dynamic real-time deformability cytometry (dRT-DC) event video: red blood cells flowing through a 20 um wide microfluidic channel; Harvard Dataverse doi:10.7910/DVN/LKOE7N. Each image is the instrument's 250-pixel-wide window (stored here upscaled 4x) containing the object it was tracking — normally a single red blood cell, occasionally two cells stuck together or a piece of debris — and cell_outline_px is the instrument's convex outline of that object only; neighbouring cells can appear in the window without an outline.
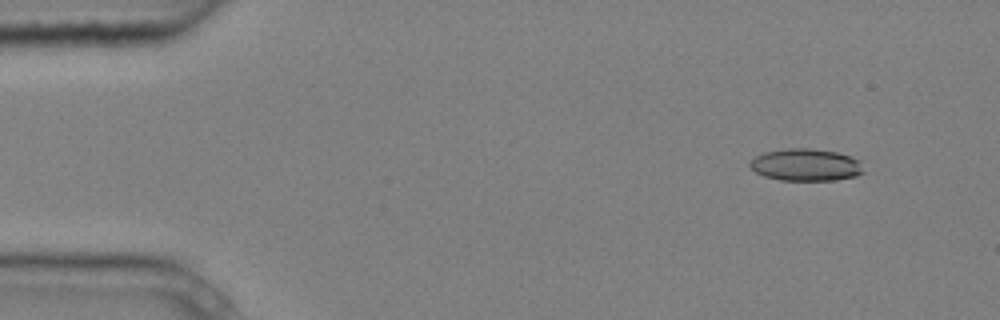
{"species": "common noctule bat (a hibernating species)", "species_latin": "Nyctalus noctula", "temperature_condition": "cold", "stored_images_in_passage": 5, "camera_frame_rate_fps": 3000, "um_per_image_px": 0.085, "animal": {"sex": "male", "body_mass_g": 20.4}, "frame": {"image": 1, "passage_image": 2, "time_ms": 0.333, "image_size_px": [1000, 320], "cell_outline_px": [[864, 172], [856, 176], [836, 180], [780, 180], [764, 176], [756, 172], [748, 164], [756, 156], [764, 152], [788, 148], [812, 148], [836, 152], [860, 160]], "centroid_in_image_um": [68.5, 14.01], "position_along_channel_um": 16.5, "area_um2": 21.27}}